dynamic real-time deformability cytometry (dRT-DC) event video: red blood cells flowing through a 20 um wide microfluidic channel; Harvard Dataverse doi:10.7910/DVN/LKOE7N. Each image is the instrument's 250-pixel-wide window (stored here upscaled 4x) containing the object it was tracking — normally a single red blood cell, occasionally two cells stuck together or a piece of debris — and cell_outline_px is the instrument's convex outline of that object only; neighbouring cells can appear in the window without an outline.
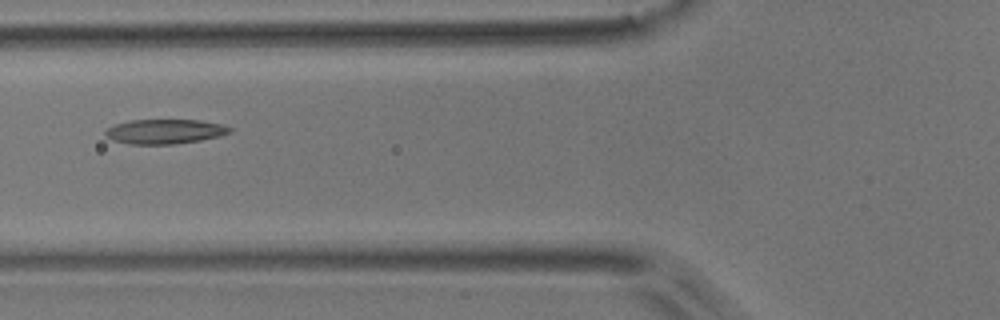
{"species": "common noctule bat (a hibernating species)", "species_latin": "Nyctalus noctula", "temperature_condition": "room temperature", "stored_images_in_passage": 7, "camera_frame_rate_fps": 3000, "um_per_image_px": 0.085, "animal": {"sex": "male", "body_mass_g": 17.9}, "frame": {"image": 1, "passage_image": 6, "time_ms": 1.667, "image_size_px": [1000, 320], "cell_outline_px": [[232, 132], [220, 136], [200, 140], [176, 144], [128, 144], [112, 140], [104, 136], [104, 132], [108, 128], [116, 124], [128, 120], [200, 120], [224, 124], [232, 128]], "centroid_in_image_um": [14.02, 11.18], "position_along_channel_um": 111.8, "area_um2": 18.03}}
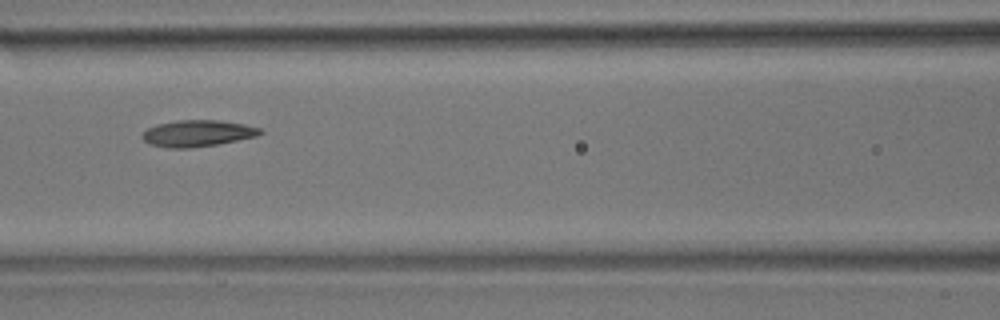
{"frame": {"image": 2, "passage_image": 7, "time_ms": 2.0, "image_size_px": [1000, 320], "cell_outline_px": [[264, 132], [256, 136], [216, 144], [192, 148], [168, 148], [148, 144], [140, 136], [148, 128], [160, 124], [180, 120], [220, 120], [244, 124], [260, 128]], "centroid_in_image_um": [16.78, 11.34], "position_along_channel_um": 149.8, "area_um2": 18.03}}